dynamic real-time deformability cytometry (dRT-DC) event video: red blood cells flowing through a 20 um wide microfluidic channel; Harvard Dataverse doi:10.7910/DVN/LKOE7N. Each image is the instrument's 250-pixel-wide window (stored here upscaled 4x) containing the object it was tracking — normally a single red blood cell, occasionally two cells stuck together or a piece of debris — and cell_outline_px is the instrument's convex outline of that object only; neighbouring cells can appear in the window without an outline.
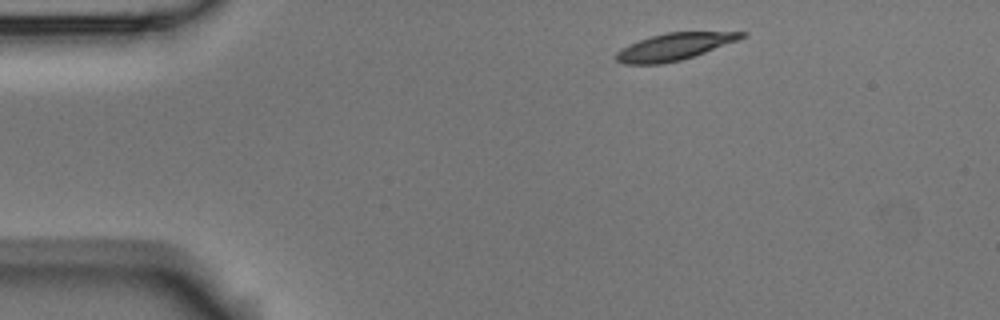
{"species": "Egyptian fruit bat (a non-hibernating species)", "species_latin": "Rousettus aegyptiacus", "temperature_condition": "room temperature", "stored_images_in_passage": 2, "camera_frame_rate_fps": 3000, "um_per_image_px": 0.085, "animal": {"sex": "male"}, "frame": {"image": 1, "passage_image": 1, "time_ms": 0.0, "image_size_px": [1000, 320], "cell_outline_px": [[748, 32], [744, 36], [736, 40], [704, 52], [680, 60], [660, 64], [624, 64], [616, 60], [612, 56], [620, 48], [640, 40], [652, 36], [668, 32]], "centroid_in_image_um": [57.21, 3.98], "position_along_channel_um": 27.8, "area_um2": 19.31}}